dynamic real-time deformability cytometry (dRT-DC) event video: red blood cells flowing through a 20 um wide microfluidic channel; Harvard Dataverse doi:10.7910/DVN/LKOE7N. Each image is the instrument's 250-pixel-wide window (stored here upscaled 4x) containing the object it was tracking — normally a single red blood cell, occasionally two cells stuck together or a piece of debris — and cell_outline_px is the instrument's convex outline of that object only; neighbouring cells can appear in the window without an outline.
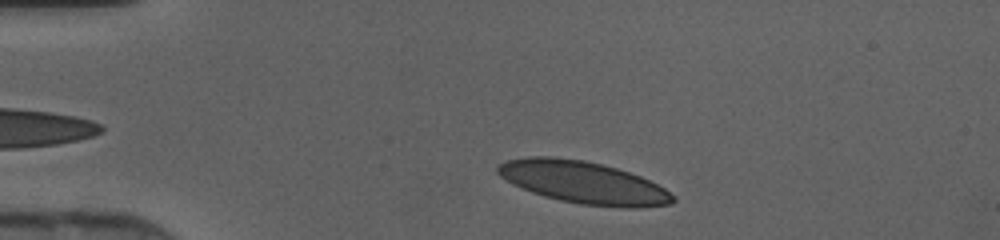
{"species": "human", "species_latin": "Homo sapiens", "temperature_condition": "cold", "stored_images_in_passage": 33, "camera_frame_rate_fps": 3000, "um_per_image_px": 0.085, "donor": {"sex": "female"}, "frame": {"image": 1, "passage_image": 3, "time_ms": 0.667, "image_size_px": [1000, 240], "cell_outline_px": [[676, 200], [672, 204], [640, 208], [624, 208], [580, 204], [560, 200], [544, 196], [532, 192], [512, 184], [500, 176], [496, 172], [496, 168], [500, 164], [508, 160], [528, 156], [552, 156], [584, 160], [616, 168], [640, 176], [664, 188], [676, 196]], "centroid_in_image_um": [49.6, 15.51], "position_along_channel_um": 35.4, "area_um2": 43.18}}
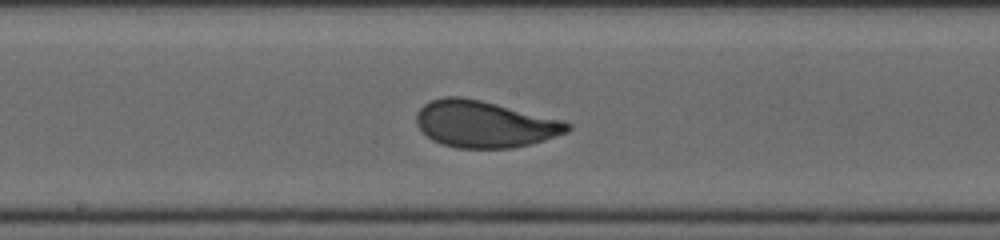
{"frame": {"image": 2, "passage_image": 18, "time_ms": 5.667, "image_size_px": [1000, 240], "cell_outline_px": [[572, 128], [568, 132], [532, 144], [512, 148], [456, 148], [432, 140], [416, 124], [416, 112], [424, 104], [432, 100], [444, 96], [460, 96], [480, 100], [564, 120], [572, 124]], "centroid_in_image_um": [41.21, 10.55], "position_along_channel_um": 207.0, "area_um2": 41.15}}
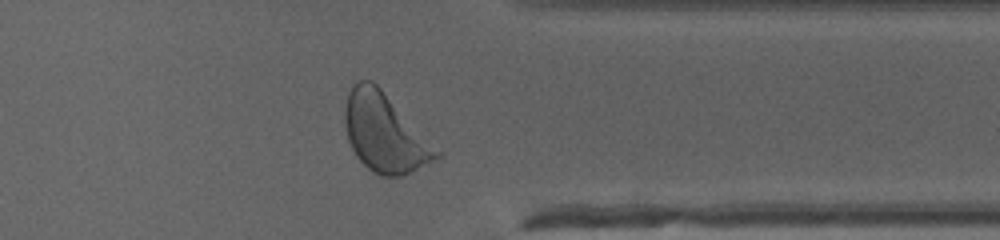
{"frame": {"image": 3, "passage_image": 30, "time_ms": 9.667, "image_size_px": [1000, 240], "cell_outline_px": [[444, 152], [440, 156], [404, 176], [380, 176], [372, 172], [356, 156], [348, 140], [344, 124], [344, 112], [348, 92], [360, 80], [372, 80]], "centroid_in_image_um": [32.72, 11.32], "position_along_channel_um": 378.7, "area_um2": 41.85}}